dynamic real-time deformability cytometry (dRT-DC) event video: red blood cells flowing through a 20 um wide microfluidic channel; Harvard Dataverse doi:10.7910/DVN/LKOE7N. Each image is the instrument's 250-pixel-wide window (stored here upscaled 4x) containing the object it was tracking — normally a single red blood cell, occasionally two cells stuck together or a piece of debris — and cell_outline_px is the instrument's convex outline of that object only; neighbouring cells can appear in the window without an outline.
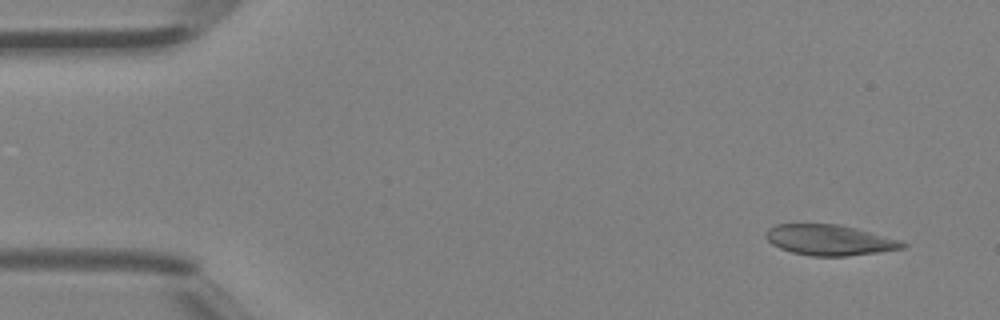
{"species": "Egyptian fruit bat (a non-hibernating species)", "species_latin": "Rousettus aegyptiacus", "temperature_condition": "room temperature", "stored_images_in_passage": 4, "camera_frame_rate_fps": 3000, "um_per_image_px": 0.085, "animal": {"sex": "female"}, "frame": {"image": 1, "passage_image": 1, "time_ms": 0.0, "image_size_px": [1000, 320], "cell_outline_px": [[908, 244], [904, 248], [876, 252], [844, 256], [808, 256], [792, 252], [780, 248], [772, 244], [764, 236], [764, 232], [768, 228], [776, 224], [836, 224], [856, 228], [900, 240]], "centroid_in_image_um": [70.46, 20.4], "position_along_channel_um": 14.5, "area_um2": 24.28}}
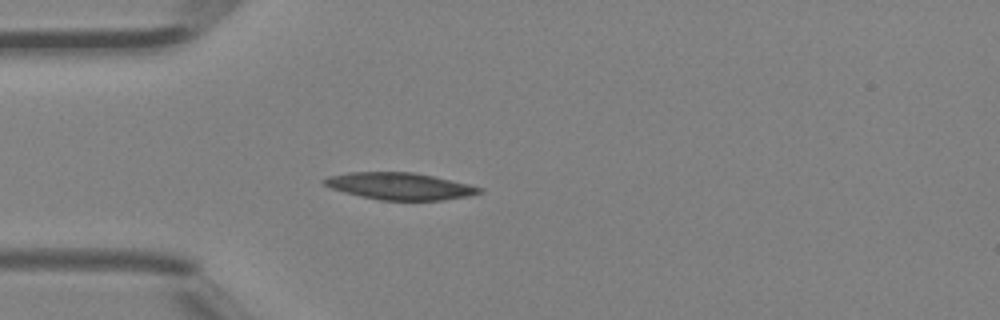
{"frame": {"image": 2, "passage_image": 4, "time_ms": 1.0, "image_size_px": [1000, 320], "cell_outline_px": [[484, 192], [468, 196], [444, 200], [380, 200], [360, 196], [344, 192], [332, 188], [324, 184], [320, 180], [328, 176], [348, 172], [412, 172], [432, 176], [468, 184], [484, 188]], "centroid_in_image_um": [33.98, 15.82], "position_along_channel_um": 51.0, "area_um2": 24.33}}